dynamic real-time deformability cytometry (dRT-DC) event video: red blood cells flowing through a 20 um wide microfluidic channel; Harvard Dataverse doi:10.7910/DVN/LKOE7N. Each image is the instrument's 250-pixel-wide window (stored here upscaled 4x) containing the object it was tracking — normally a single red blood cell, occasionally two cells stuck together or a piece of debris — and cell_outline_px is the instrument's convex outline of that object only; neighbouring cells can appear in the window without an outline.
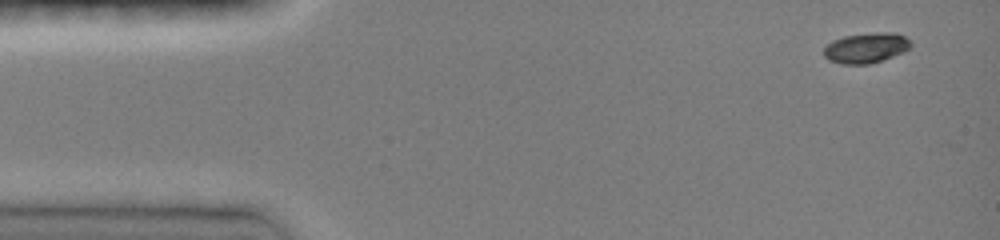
{"species": "common noctule bat (a hibernating species)", "species_latin": "Nyctalus noctula", "temperature_condition": "room temperature", "stored_images_in_passage": 3, "camera_frame_rate_fps": 3000, "um_per_image_px": 0.085, "animal": {"sex": "female", "body_mass_g": 19.0, "forearm_length_mm": 51.5}, "frame": {"image": 1, "passage_image": 1, "time_ms": 0.0, "image_size_px": [1000, 240], "cell_outline_px": [[912, 44], [904, 52], [868, 64], [840, 64], [828, 60], [824, 56], [824, 48], [832, 40], [844, 36], [876, 32], [896, 32], [904, 36]], "centroid_in_image_um": [73.59, 4.06], "position_along_channel_um": 11.4, "area_um2": 15.26}}